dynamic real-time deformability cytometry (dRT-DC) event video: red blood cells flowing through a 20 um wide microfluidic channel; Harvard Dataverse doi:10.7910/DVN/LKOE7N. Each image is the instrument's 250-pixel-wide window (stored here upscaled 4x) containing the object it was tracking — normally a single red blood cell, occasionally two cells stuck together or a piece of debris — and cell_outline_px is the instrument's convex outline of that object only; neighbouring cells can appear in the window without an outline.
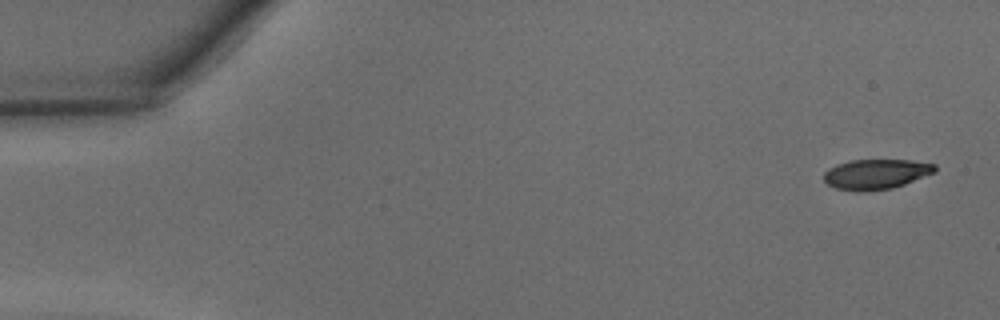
{"species": "common noctule bat (a hibernating species)", "species_latin": "Nyctalus noctula", "temperature_condition": "warm", "stored_images_in_passage": 45, "camera_frame_rate_fps": 3000, "um_per_image_px": 0.085, "animal": {"sex": "male", "body_mass_g": 15.6}, "frame": {"image": 1, "passage_image": 1, "time_ms": 0.0, "image_size_px": [1000, 320], "cell_outline_px": [[936, 172], [904, 184], [892, 188], [864, 192], [856, 192], [836, 188], [828, 184], [824, 180], [824, 172], [828, 168], [836, 164], [852, 160], [912, 160], [936, 164]], "centroid_in_image_um": [74.45, 14.8], "position_along_channel_um": 10.5, "area_um2": 19.59}}
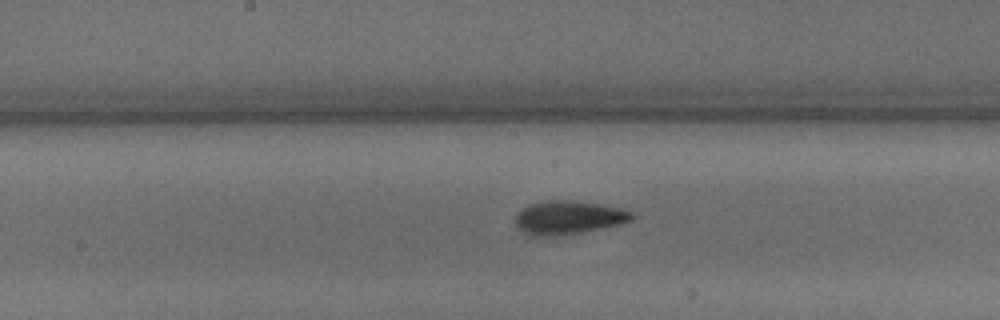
{"frame": {"image": 2, "passage_image": 23, "time_ms": 7.333, "image_size_px": [1000, 320], "cell_outline_px": [[636, 216], [632, 220], [620, 224], [580, 232], [556, 236], [528, 236], [516, 224], [516, 212], [520, 208], [528, 204], [544, 200], [572, 200], [620, 208], [632, 212]], "centroid_in_image_um": [48.27, 18.48], "position_along_channel_um": 199.9, "area_um2": 22.77}}
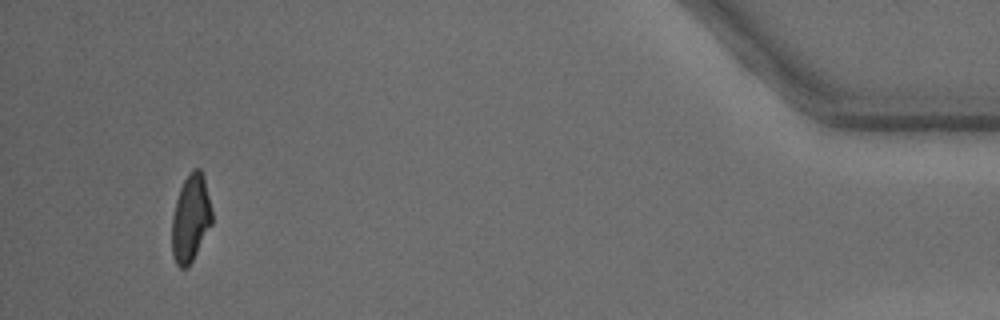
{"frame": {"image": 3, "passage_image": 43, "time_ms": 14.0, "image_size_px": [1000, 320], "cell_outline_px": [[212, 224], [188, 268], [180, 268], [176, 264], [172, 256], [172, 216], [176, 200], [180, 188], [188, 172], [192, 168], [200, 168], [204, 176], [212, 208]], "centroid_in_image_um": [16.21, 18.54], "position_along_channel_um": 419.0, "area_um2": 20.63}, "authors_computed_cell_mechanics": {"area_um2": 21.6172, "velocity_mm_per_s": 4.3627, "shape_relaxation_time_tau1_ms": 2.7726, "shape_relaxation_time_tau2_ms": 1.1306, "deformation_change_tau1": 0.1528, "deformation_change_tau2": 0.0694}}